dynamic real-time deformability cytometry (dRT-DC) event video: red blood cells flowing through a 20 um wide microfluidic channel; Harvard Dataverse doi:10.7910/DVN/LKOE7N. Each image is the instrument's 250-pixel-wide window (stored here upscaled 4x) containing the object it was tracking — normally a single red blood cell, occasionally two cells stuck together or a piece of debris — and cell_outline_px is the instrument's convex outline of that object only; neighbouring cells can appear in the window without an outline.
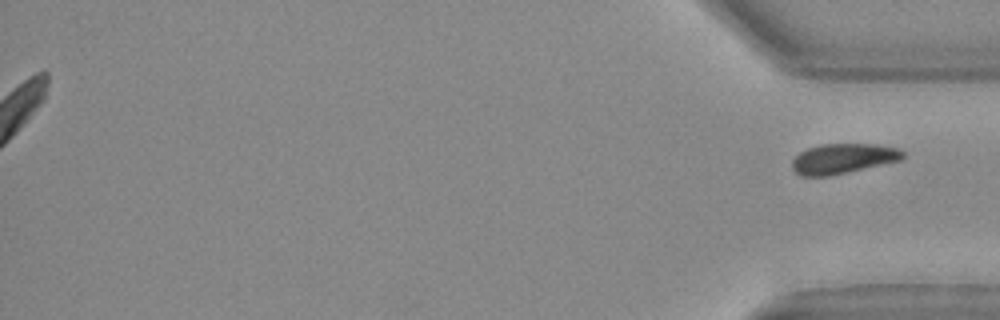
{"species": "Egyptian fruit bat (a non-hibernating species)", "species_latin": "Rousettus aegyptiacus", "temperature_condition": "warm", "stored_images_in_passage": 35, "segment_of_instrument_passage": [2, 2], "camera_frame_rate_fps": 3000, "um_per_image_px": 0.085, "animal": {"sex": "female"}, "frame": {"image": 1, "passage_image": 35, "time_ms": 11.333, "image_size_px": [1000, 320], "cell_outline_px": [[904, 156], [900, 160], [848, 172], [828, 176], [800, 176], [792, 168], [792, 160], [800, 152], [808, 148], [824, 144], [876, 144], [900, 148], [904, 152]], "centroid_in_image_um": [71.66, 13.48], "position_along_channel_um": 363.5, "area_um2": 19.31}}